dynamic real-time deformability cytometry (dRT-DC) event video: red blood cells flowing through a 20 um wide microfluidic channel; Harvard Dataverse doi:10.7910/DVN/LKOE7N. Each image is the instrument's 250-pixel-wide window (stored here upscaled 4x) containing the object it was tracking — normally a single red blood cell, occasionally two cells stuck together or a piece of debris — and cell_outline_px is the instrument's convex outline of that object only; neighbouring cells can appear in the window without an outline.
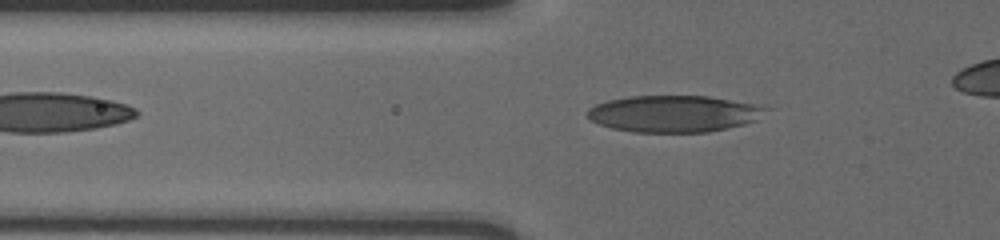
{"species": "human", "species_latin": "Homo sapiens", "temperature_condition": "cold", "stored_images_in_passage": 35, "camera_frame_rate_fps": 3000, "um_per_image_px": 0.085, "donor": {"sex": "male"}, "frame": {"image": 1, "passage_image": 2, "time_ms": 0.333, "image_size_px": [1000, 240], "cell_outline_px": [[772, 108], [752, 120], [744, 124], [708, 132], [632, 132], [612, 128], [600, 124], [592, 120], [588, 116], [588, 108], [596, 104], [608, 100], [628, 96], [708, 96], [752, 104]], "centroid_in_image_um": [57.24, 9.66], "position_along_channel_um": 68.6, "area_um2": 37.74}}
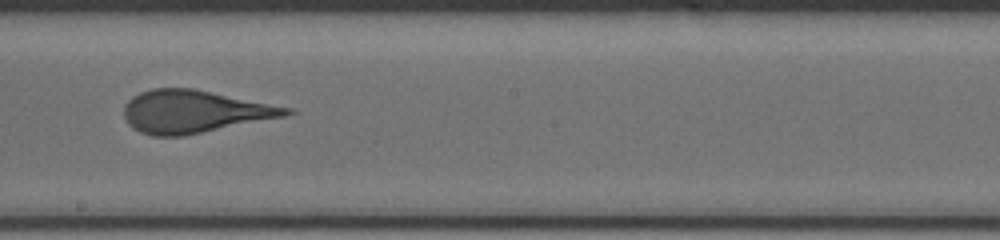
{"frame": {"image": 2, "passage_image": 16, "time_ms": 5.0, "image_size_px": [1000, 240], "cell_outline_px": [[296, 112], [284, 116], [184, 136], [152, 136], [140, 132], [132, 128], [128, 124], [124, 116], [124, 104], [132, 96], [140, 92], [152, 88], [192, 88], [292, 108]], "centroid_in_image_um": [16.46, 9.48], "position_along_channel_um": 231.7, "area_um2": 40.17}}
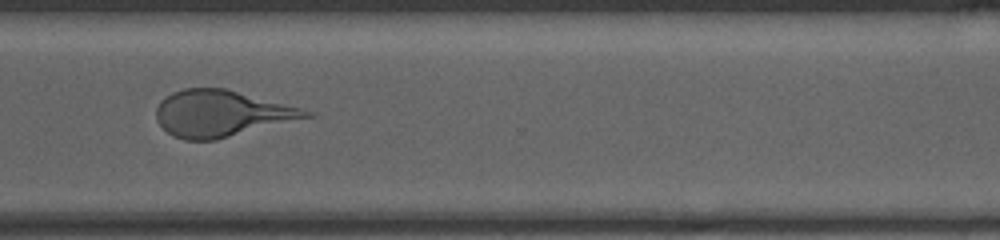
{"frame": {"image": 3, "passage_image": 26, "time_ms": 8.333, "image_size_px": [1000, 240], "cell_outline_px": [[316, 116], [216, 140], [184, 140], [172, 136], [156, 120], [156, 108], [160, 100], [164, 96], [172, 92], [184, 88], [224, 88], [316, 112]], "centroid_in_image_um": [18.82, 9.65], "position_along_channel_um": 351.8, "area_um2": 40.63}}